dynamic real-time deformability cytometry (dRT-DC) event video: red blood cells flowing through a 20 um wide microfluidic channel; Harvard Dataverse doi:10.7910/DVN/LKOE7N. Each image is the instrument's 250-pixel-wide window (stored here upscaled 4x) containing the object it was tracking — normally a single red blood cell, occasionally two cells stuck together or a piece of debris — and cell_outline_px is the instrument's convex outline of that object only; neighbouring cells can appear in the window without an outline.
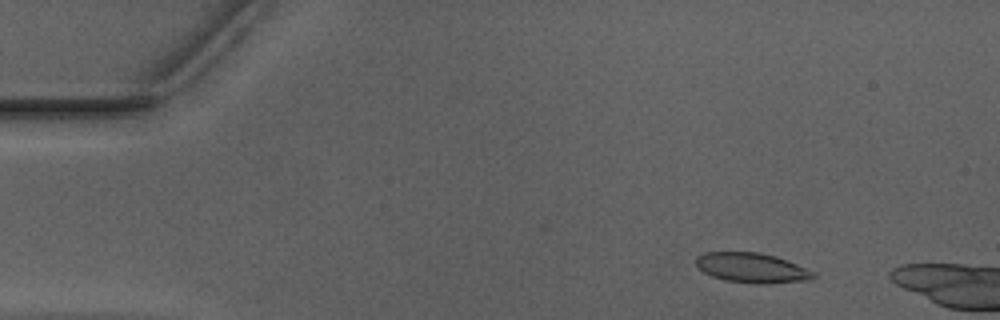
{"species": "Egyptian fruit bat (a non-hibernating species)", "species_latin": "Rousettus aegyptiacus", "temperature_condition": "warm", "stored_images_in_passage": 11, "camera_frame_rate_fps": 3000, "um_per_image_px": 0.085, "animal": {"sex": "male"}, "frame": {"image": 1, "passage_image": 7, "time_ms": 2.0, "image_size_px": [1000, 320], "cell_outline_px": [[816, 276], [812, 280], [764, 284], [760, 284], [724, 280], [712, 276], [704, 272], [696, 264], [696, 256], [704, 252], [756, 252], [776, 256], [796, 264], [812, 272]], "centroid_in_image_um": [63.89, 22.77], "position_along_channel_um": 21.1, "area_um2": 20.29}}